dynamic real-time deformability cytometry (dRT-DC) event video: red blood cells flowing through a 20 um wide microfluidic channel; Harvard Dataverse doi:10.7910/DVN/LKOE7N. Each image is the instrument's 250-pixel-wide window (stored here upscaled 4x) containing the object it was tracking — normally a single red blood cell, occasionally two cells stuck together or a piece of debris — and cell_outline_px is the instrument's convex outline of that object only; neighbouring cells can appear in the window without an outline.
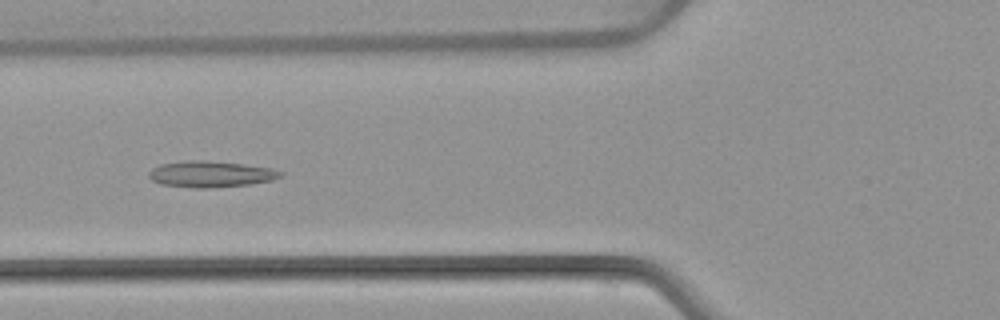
{"species": "common noctule bat (a hibernating species)", "species_latin": "Nyctalus noctula", "temperature_condition": "warm", "stored_images_in_passage": 7, "camera_frame_rate_fps": 3000, "um_per_image_px": 0.085, "animal": {"sex": "female", "body_mass_g": 22.7, "forearm_length_mm": 54.2}, "frame": {"image": 1, "passage_image": 5, "time_ms": 4.667, "image_size_px": [1000, 320], "cell_outline_px": [[284, 172], [280, 176], [272, 180], [252, 184], [212, 188], [192, 188], [160, 184], [152, 180], [148, 176], [148, 172], [152, 168], [160, 164], [188, 160], [204, 160], [244, 164], [272, 168]], "centroid_in_image_um": [17.9, 14.8], "position_along_channel_um": 107.9, "area_um2": 20.29}}
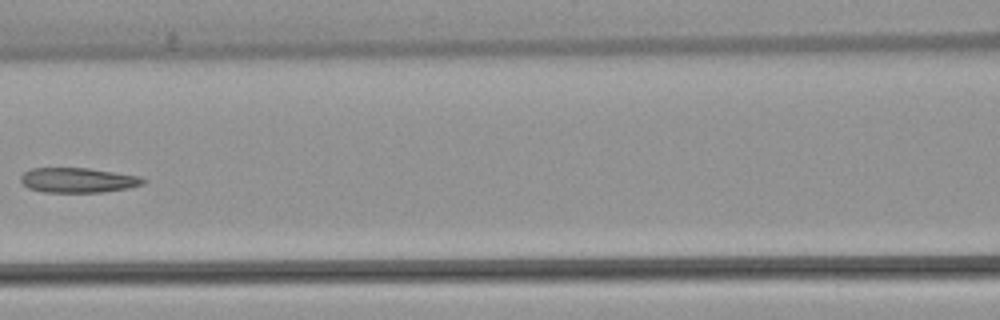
{"frame": {"image": 2, "passage_image": 6, "time_ms": 6.0, "image_size_px": [1000, 320], "cell_outline_px": [[148, 180], [144, 184], [128, 188], [104, 192], [44, 192], [28, 188], [20, 180], [20, 176], [24, 172], [32, 168], [88, 168], [140, 176]], "centroid_in_image_um": [6.65, 15.31], "position_along_channel_um": 160.0, "area_um2": 17.8}}
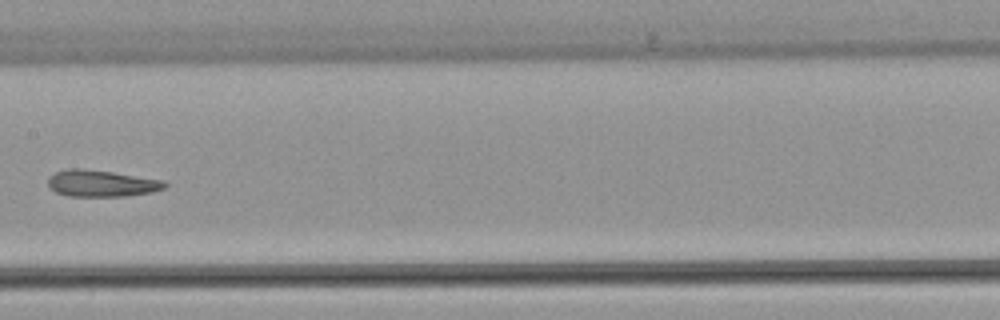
{"frame": {"image": 3, "passage_image": 7, "time_ms": 7.0, "image_size_px": [1000, 320], "cell_outline_px": [[168, 184], [164, 188], [152, 192], [124, 196], [68, 196], [56, 192], [48, 184], [48, 176], [56, 172], [68, 168], [84, 168], [112, 172], [164, 180]], "centroid_in_image_um": [8.62, 15.58], "position_along_channel_um": 198.8, "area_um2": 18.09}}